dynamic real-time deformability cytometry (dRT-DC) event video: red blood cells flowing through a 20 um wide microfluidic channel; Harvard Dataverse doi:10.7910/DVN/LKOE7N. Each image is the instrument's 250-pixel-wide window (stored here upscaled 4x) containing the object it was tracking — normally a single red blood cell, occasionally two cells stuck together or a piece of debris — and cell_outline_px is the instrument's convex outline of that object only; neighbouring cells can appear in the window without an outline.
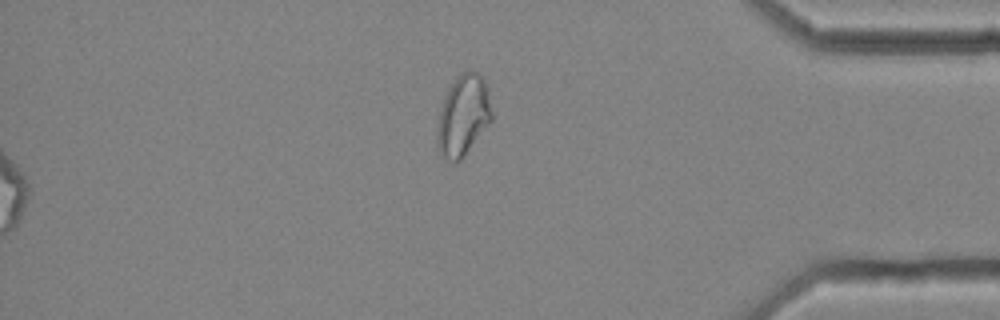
{"species": "common noctule bat (a hibernating species)", "species_latin": "Nyctalus noctula", "temperature_condition": "cold", "stored_images_in_passage": 59, "segment_of_instrument_passage": [2, 2], "camera_frame_rate_fps": 3000, "um_per_image_px": 0.085, "animal": {"sex": "female", "body_mass_g": 25.1}, "frame": {"image": 1, "passage_image": 59, "time_ms": 19.333, "image_size_px": [1000, 320], "cell_outline_px": [[492, 120], [460, 160], [448, 160], [440, 152], [436, 140], [436, 136], [440, 112], [444, 96], [448, 88], [456, 76], [460, 72], [476, 72], [484, 80], [488, 92], [492, 112]], "centroid_in_image_um": [39.36, 9.79], "position_along_channel_um": 395.8, "area_um2": 25.2}}